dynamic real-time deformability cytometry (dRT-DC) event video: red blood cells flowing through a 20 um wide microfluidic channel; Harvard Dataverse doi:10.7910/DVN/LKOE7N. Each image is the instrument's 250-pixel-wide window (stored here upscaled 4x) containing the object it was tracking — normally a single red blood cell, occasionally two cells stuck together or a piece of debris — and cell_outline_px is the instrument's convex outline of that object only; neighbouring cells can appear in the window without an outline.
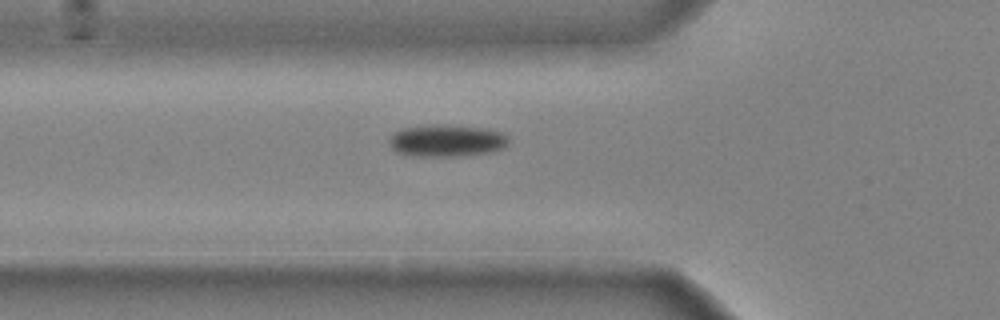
{"species": "common noctule bat (a hibernating species)", "species_latin": "Nyctalus noctula", "temperature_condition": "cold", "stored_images_in_passage": 31, "camera_frame_rate_fps": 3000, "um_per_image_px": 0.085, "animal": {"sex": "male", "body_mass_g": 20.4}, "frame": {"image": 1, "passage_image": 3, "time_ms": 0.667, "image_size_px": [1000, 320], "cell_outline_px": [[508, 144], [504, 148], [492, 152], [460, 156], [412, 156], [396, 152], [388, 144], [388, 140], [392, 132], [400, 128], [428, 124], [444, 124], [480, 128], [500, 132], [508, 136]], "centroid_in_image_um": [37.9, 11.95], "position_along_channel_um": 87.9, "area_um2": 22.72}}
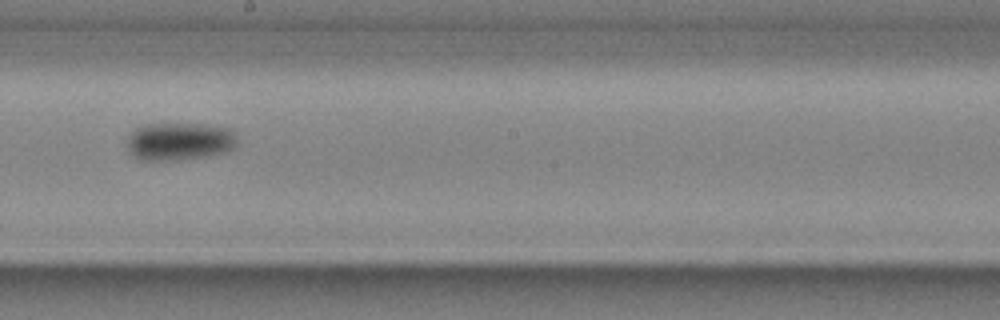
{"frame": {"image": 2, "passage_image": 14, "time_ms": 4.333, "image_size_px": [1000, 320], "cell_outline_px": [[236, 148], [228, 152], [208, 156], [180, 160], [140, 160], [128, 152], [128, 136], [136, 128], [144, 124], [204, 124], [232, 128], [236, 132]], "centroid_in_image_um": [15.31, 12.02], "position_along_channel_um": 232.9, "area_um2": 24.74}}
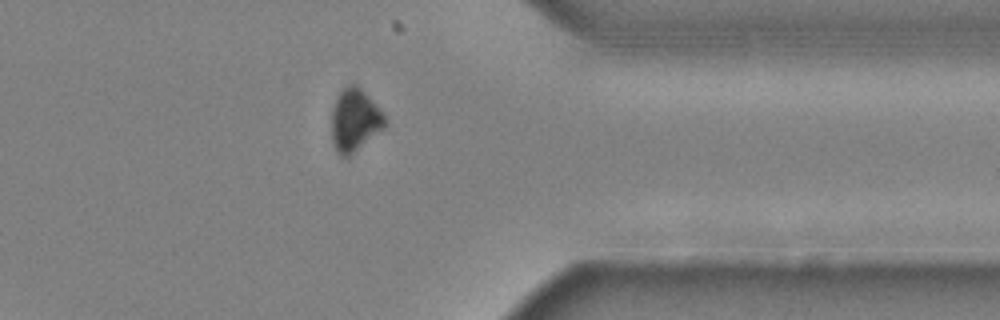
{"frame": {"image": 3, "passage_image": 26, "time_ms": 8.333, "image_size_px": [1000, 320], "cell_outline_px": [[384, 128], [348, 156], [340, 156], [336, 152], [332, 140], [332, 108], [336, 96], [348, 84], [356, 84], [372, 100], [384, 116]], "centroid_in_image_um": [30.11, 10.2], "position_along_channel_um": 381.3, "area_um2": 19.02}, "authors_computed_cell_mechanics": {"area_um2": 22.7732, "velocity_mm_per_s": 3.9547, "shape_relaxation_time_tau1_ms": 6.5532, "shape_relaxation_time_tau2_ms": null, "deformation_change_tau1": 0.1372, "deformation_change_tau2": null}}